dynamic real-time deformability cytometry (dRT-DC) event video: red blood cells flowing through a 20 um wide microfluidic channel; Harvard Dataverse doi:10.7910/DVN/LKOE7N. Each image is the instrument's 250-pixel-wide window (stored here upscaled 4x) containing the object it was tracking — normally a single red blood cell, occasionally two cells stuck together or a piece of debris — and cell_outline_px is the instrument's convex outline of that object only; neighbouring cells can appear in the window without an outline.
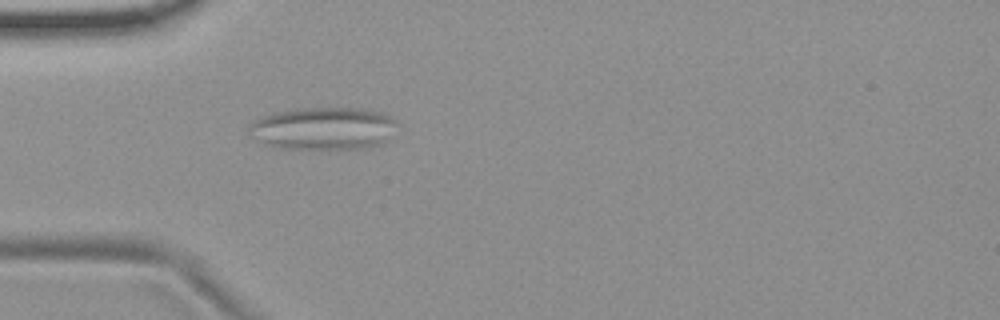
{"species": "common noctule bat (a hibernating species)", "species_latin": "Nyctalus noctula", "temperature_condition": "room temperature", "stored_images_in_passage": 2, "camera_frame_rate_fps": 3000, "um_per_image_px": 0.085, "animal": {"sex": "female", "body_mass_g": 19.9}, "frame": {"image": 1, "passage_image": 2, "time_ms": 1.333, "image_size_px": [1000, 320], "cell_outline_px": [[396, 124], [388, 140], [384, 144], [360, 148], [276, 148], [264, 144], [252, 136], [248, 132], [248, 128], [256, 120], [272, 112], [296, 108], [356, 108], [380, 112], [396, 120]], "centroid_in_image_um": [27.47, 10.91], "position_along_channel_um": 57.5, "area_um2": 36.59}}